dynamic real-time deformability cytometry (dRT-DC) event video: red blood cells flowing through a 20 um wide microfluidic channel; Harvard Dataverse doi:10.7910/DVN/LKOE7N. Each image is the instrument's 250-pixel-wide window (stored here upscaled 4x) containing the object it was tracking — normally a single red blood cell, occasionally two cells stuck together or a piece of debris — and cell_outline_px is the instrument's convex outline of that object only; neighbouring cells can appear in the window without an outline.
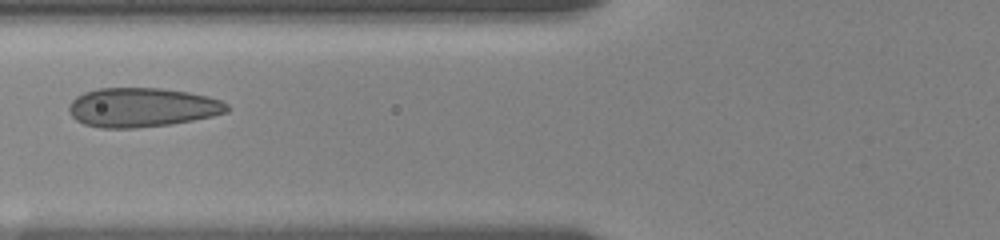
{"species": "human", "species_latin": "Homo sapiens", "temperature_condition": "room temperature", "stored_images_in_passage": 10, "camera_frame_rate_fps": 3000, "um_per_image_px": 0.085, "donor": {"sex": "female"}, "frame": {"image": 1, "passage_image": 9, "time_ms": 5.333, "image_size_px": [1000, 240], "cell_outline_px": [[228, 112], [212, 116], [192, 120], [168, 124], [136, 128], [100, 128], [84, 124], [76, 120], [68, 112], [68, 104], [76, 96], [84, 92], [96, 88], [160, 88], [188, 92], [208, 96], [220, 100], [228, 104]], "centroid_in_image_um": [12.03, 9.12], "position_along_channel_um": 113.8, "area_um2": 36.24}}